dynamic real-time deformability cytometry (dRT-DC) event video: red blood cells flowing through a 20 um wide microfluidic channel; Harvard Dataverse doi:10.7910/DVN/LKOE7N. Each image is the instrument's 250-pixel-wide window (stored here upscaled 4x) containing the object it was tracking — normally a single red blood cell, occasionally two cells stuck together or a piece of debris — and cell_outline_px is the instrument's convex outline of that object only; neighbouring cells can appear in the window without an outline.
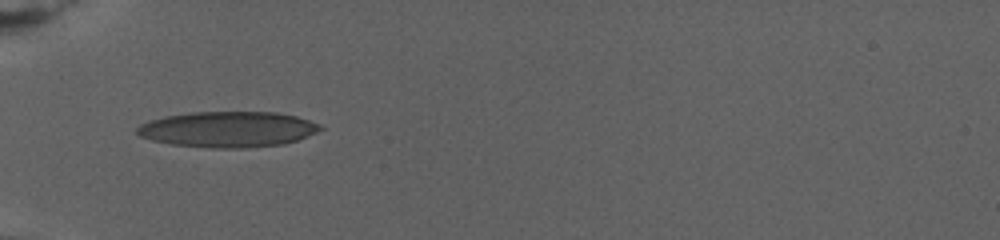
{"species": "human", "species_latin": "Homo sapiens", "temperature_condition": "warm", "stored_images_in_passage": 82, "camera_frame_rate_fps": 3000, "um_per_image_px": 0.085, "donor": {"sex": "female"}, "frame": {"image": 1, "passage_image": 1, "time_ms": 0.0, "image_size_px": [1000, 240], "cell_outline_px": [[324, 128], [308, 136], [284, 144], [244, 148], [212, 148], [172, 144], [152, 140], [140, 136], [136, 132], [136, 128], [140, 124], [164, 116], [192, 112], [276, 112], [296, 116], [320, 124]], "centroid_in_image_um": [19.38, 10.99], "position_along_channel_um": 65.6, "area_um2": 38.09}}
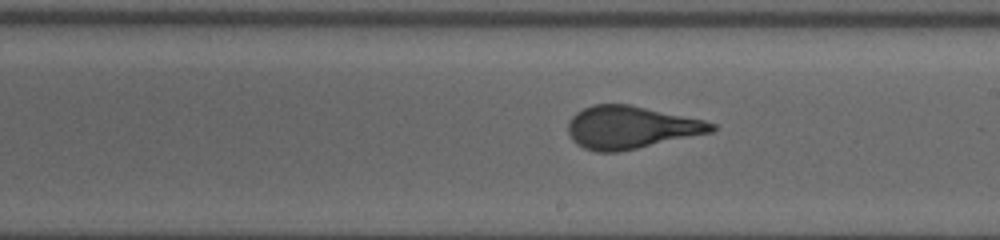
{"frame": {"image": 2, "passage_image": 32, "time_ms": 6.667, "image_size_px": [1000, 240], "cell_outline_px": [[716, 128], [712, 132], [620, 152], [596, 152], [584, 148], [572, 140], [568, 132], [568, 120], [576, 112], [592, 104], [628, 104], [704, 120], [716, 124]], "centroid_in_image_um": [53.59, 10.83], "position_along_channel_um": 235.4, "area_um2": 35.6}}
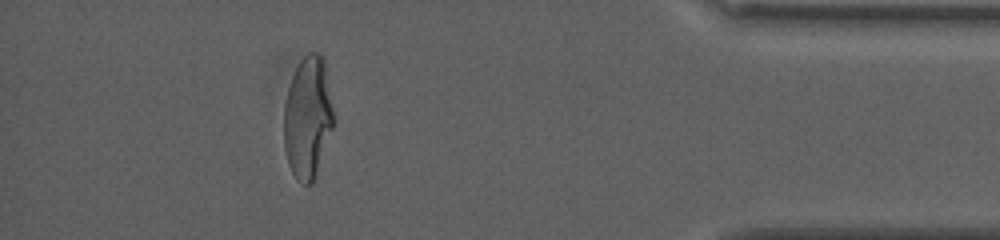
{"frame": {"image": 3, "passage_image": 70, "time_ms": 14.667, "image_size_px": [1000, 240], "cell_outline_px": [[336, 120], [312, 184], [304, 184], [296, 180], [288, 164], [284, 148], [284, 108], [288, 88], [292, 76], [300, 60], [308, 52], [320, 52], [324, 56], [336, 116]], "centroid_in_image_um": [26.19, 9.95], "position_along_channel_um": 409.0, "area_um2": 36.07}, "authors_computed_cell_mechanics": {"area_um2": 35.8938, "velocity_mm_per_s": 2.6502, "shape_relaxation_time_tau1_ms": 8.0825, "shape_relaxation_time_tau2_ms": null, "deformation_change_tau1": 0.2777, "deformation_change_tau2": null}}